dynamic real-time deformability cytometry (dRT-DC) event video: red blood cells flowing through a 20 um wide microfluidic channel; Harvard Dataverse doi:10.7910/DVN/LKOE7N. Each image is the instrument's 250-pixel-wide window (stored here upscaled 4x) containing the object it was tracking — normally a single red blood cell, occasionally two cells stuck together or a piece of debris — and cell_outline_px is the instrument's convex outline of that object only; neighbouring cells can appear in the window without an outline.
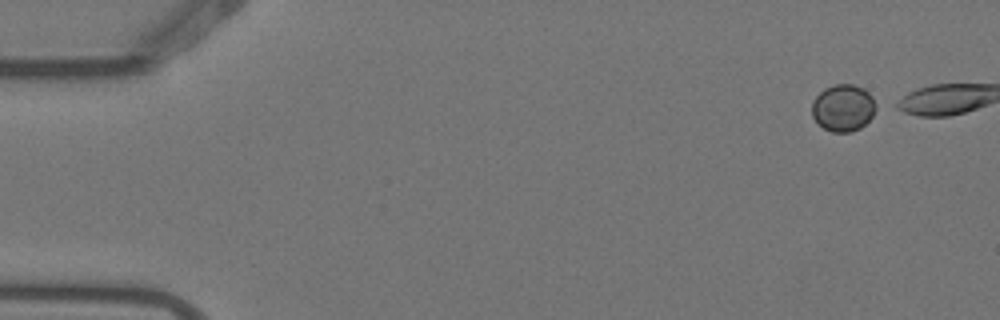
{"species": "Egyptian fruit bat (a non-hibernating species)", "species_latin": "Rousettus aegyptiacus", "temperature_condition": "warm", "stored_images_in_passage": 4, "camera_frame_rate_fps": 3000, "um_per_image_px": 0.085, "animal": {"sex": "female"}, "frame": {"image": 1, "passage_image": 1, "time_ms": 0.0, "image_size_px": [1000, 320], "cell_outline_px": [[880, 108], [860, 128], [852, 132], [832, 132], [824, 128], [812, 116], [812, 100], [824, 88], [836, 84], [852, 84], [864, 88], [880, 104]], "centroid_in_image_um": [71.72, 9.15], "position_along_channel_um": 13.3, "area_um2": 17.86}}